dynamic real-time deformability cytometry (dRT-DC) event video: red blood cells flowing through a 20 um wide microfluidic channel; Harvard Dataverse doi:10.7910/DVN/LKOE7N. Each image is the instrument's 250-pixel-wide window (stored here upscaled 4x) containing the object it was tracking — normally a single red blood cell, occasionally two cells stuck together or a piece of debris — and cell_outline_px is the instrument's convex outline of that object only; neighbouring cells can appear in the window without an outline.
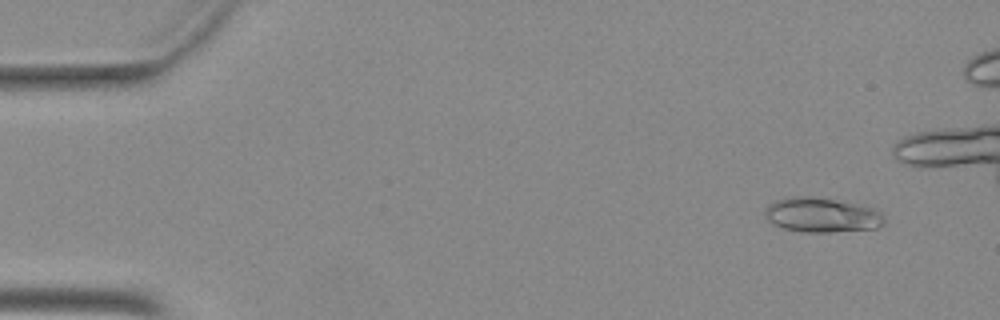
{"species": "Egyptian fruit bat (a non-hibernating species)", "species_latin": "Rousettus aegyptiacus", "temperature_condition": "warm", "stored_images_in_passage": 28, "camera_frame_rate_fps": 3000, "um_per_image_px": 0.085, "animal": {"sex": "female"}, "frame": {"image": 1, "passage_image": 4, "time_ms": 1.0, "image_size_px": [1000, 320], "cell_outline_px": [[884, 224], [876, 228], [828, 232], [804, 232], [784, 228], [772, 224], [768, 220], [764, 212], [764, 208], [768, 204], [776, 200], [792, 196], [812, 196], [876, 208], [884, 216]], "centroid_in_image_um": [69.83, 18.27], "position_along_channel_um": 15.2, "area_um2": 24.04}}
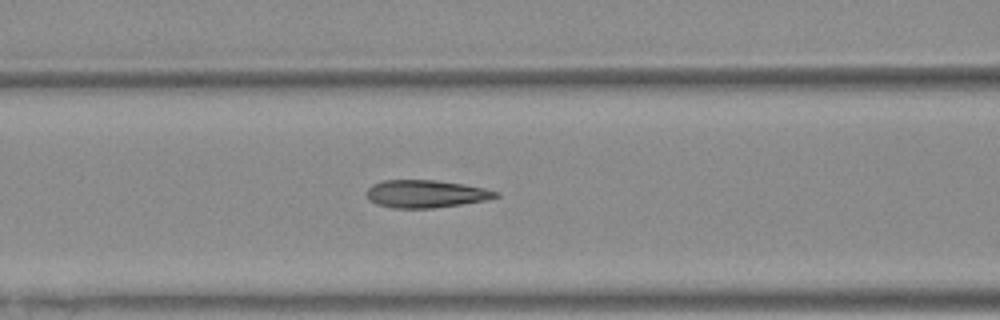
{"frame": {"image": 2, "passage_image": 21, "time_ms": 6.667, "image_size_px": [1000, 320], "cell_outline_px": [[500, 196], [488, 200], [432, 208], [392, 208], [376, 204], [368, 200], [364, 192], [372, 184], [384, 180], [436, 180], [464, 184], [484, 188], [500, 192]], "centroid_in_image_um": [36.17, 16.47], "position_along_channel_um": 130.4, "area_um2": 21.04}}
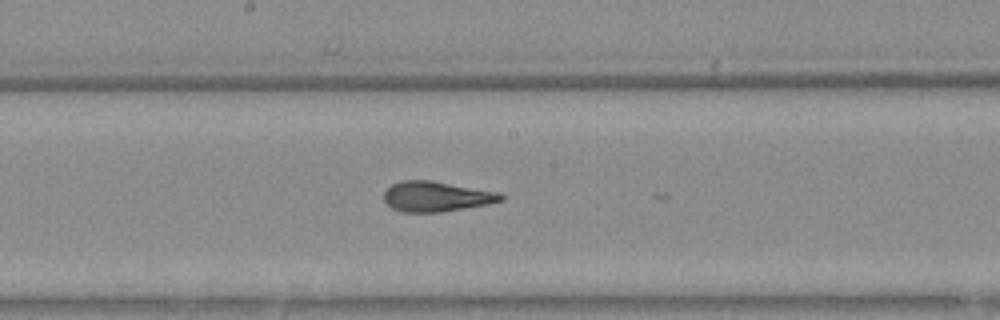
{"frame": {"image": 3, "passage_image": 27, "time_ms": 8.667, "image_size_px": [1000, 320], "cell_outline_px": [[504, 200], [488, 204], [440, 212], [400, 212], [392, 208], [384, 200], [384, 192], [392, 184], [404, 180], [428, 180], [500, 192], [504, 196]], "centroid_in_image_um": [37.09, 16.7], "position_along_channel_um": 211.1, "area_um2": 20.46}}